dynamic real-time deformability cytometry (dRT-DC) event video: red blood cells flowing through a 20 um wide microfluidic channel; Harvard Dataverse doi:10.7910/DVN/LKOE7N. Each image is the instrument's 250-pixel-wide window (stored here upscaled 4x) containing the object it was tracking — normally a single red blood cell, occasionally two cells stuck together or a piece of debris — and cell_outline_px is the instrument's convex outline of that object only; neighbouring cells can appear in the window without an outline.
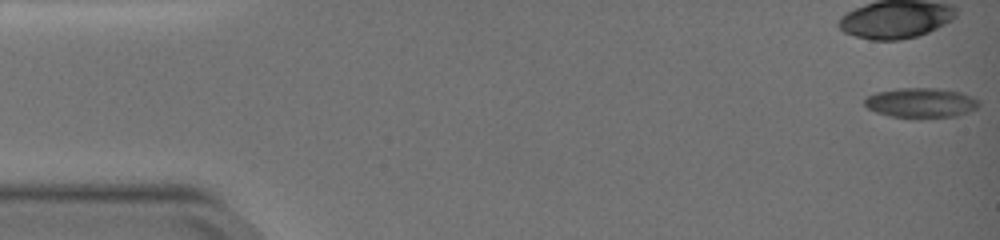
{"species": "common noctule bat (a hibernating species)", "species_latin": "Nyctalus noctula", "temperature_condition": "warm", "stored_images_in_passage": 46, "camera_frame_rate_fps": 3000, "um_per_image_px": 0.085, "animal": {"sex": "female", "body_mass_g": 19.0, "forearm_length_mm": 51.5}, "frame": {"image": 1, "passage_image": 1, "time_ms": 0.0, "image_size_px": [1000, 240], "cell_outline_px": [[980, 104], [976, 108], [968, 112], [956, 116], [920, 120], [888, 116], [876, 112], [868, 108], [864, 104], [864, 100], [868, 96], [876, 92], [900, 88], [936, 88], [960, 92], [980, 100]], "centroid_in_image_um": [78.28, 8.77], "position_along_channel_um": 6.7, "area_um2": 20.35}}